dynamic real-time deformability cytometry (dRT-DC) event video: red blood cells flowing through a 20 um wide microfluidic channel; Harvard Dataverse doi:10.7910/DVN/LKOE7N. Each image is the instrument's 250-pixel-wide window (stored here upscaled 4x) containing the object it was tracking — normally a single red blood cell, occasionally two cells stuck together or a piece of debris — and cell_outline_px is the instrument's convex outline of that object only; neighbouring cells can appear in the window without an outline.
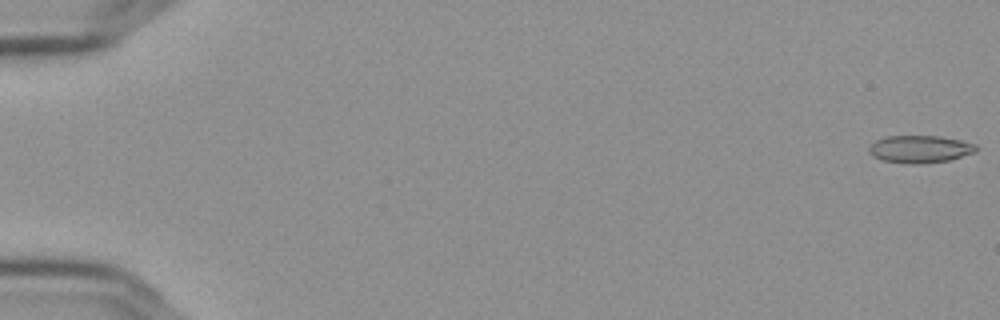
{"species": "Egyptian fruit bat (a non-hibernating species)", "species_latin": "Rousettus aegyptiacus", "temperature_condition": "cold", "stored_images_in_passage": 57, "camera_frame_rate_fps": 3000, "um_per_image_px": 0.085, "frame": {"image": 1, "passage_image": 1, "time_ms": 0.0, "image_size_px": [1000, 320], "cell_outline_px": [[976, 152], [948, 160], [920, 164], [904, 164], [880, 160], [872, 156], [868, 152], [868, 148], [876, 140], [888, 136], [936, 136], [960, 140], [976, 144]], "centroid_in_image_um": [78.15, 12.69], "position_along_channel_um": 6.9, "area_um2": 17.17}}
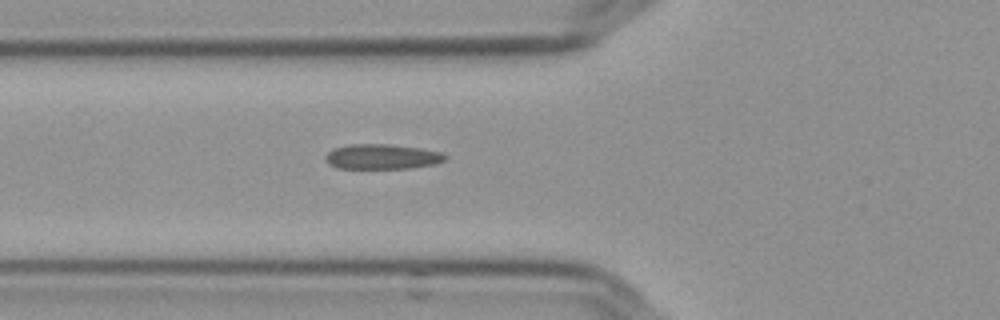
{"frame": {"image": 2, "passage_image": 22, "time_ms": 7.0, "image_size_px": [1000, 320], "cell_outline_px": [[448, 156], [444, 160], [436, 164], [412, 168], [336, 168], [328, 164], [324, 160], [324, 156], [332, 148], [348, 144], [388, 144], [420, 148], [440, 152]], "centroid_in_image_um": [32.43, 13.31], "position_along_channel_um": 93.4, "area_um2": 17.63}}
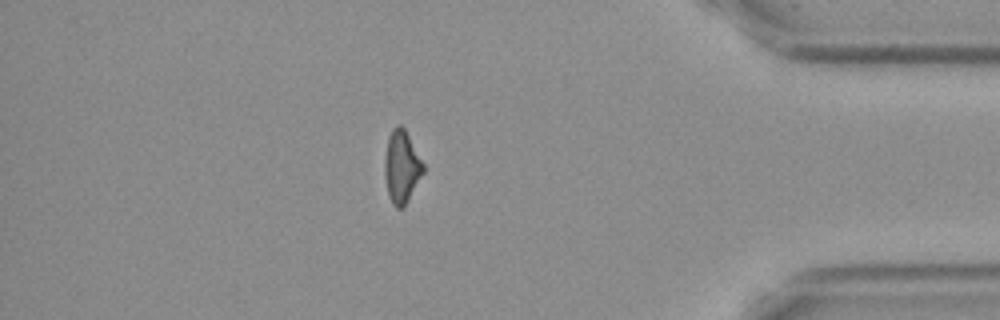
{"frame": {"image": 3, "passage_image": 50, "time_ms": 16.333, "image_size_px": [1000, 320], "cell_outline_px": [[424, 172], [404, 208], [396, 208], [392, 204], [388, 196], [384, 176], [384, 160], [388, 136], [392, 128], [396, 124], [400, 124], [404, 128], [424, 164]], "centroid_in_image_um": [34.12, 14.19], "position_along_channel_um": 401.1, "area_um2": 16.53}, "authors_computed_cell_mechanics": {"area_um2": 17.1088, "velocity_mm_per_s": 3.6333, "shape_relaxation_time_tau1_ms": null, "shape_relaxation_time_tau2_ms": 2.7317, "deformation_change_tau1": null, "deformation_change_tau2": 0.1049}}